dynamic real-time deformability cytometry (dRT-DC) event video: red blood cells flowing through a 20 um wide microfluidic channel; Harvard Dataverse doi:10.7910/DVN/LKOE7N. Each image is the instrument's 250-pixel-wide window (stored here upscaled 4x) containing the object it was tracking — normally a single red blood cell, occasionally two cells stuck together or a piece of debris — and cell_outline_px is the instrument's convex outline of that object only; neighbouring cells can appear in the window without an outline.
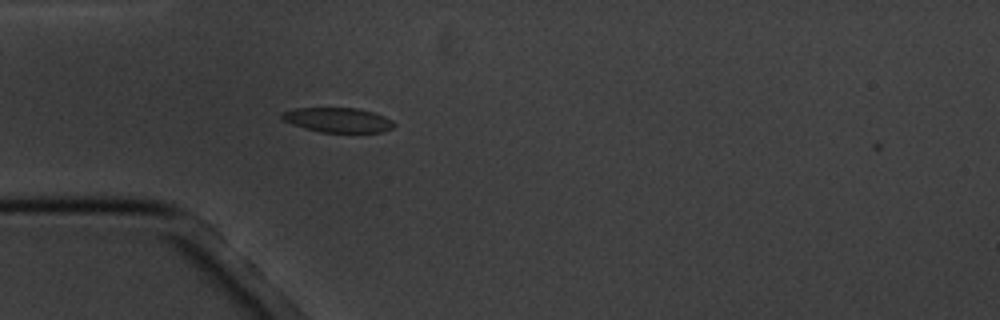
{"species": "common noctule bat (a hibernating species)", "species_latin": "Nyctalus noctula", "temperature_condition": "cold", "stored_images_in_passage": 2, "camera_frame_rate_fps": 3000, "um_per_image_px": 0.085, "animal": {"sex": "male", "body_mass_g": 20.1, "forearm_length_mm": 53.5}, "frame": {"image": 1, "passage_image": 1, "time_ms": 0.0, "image_size_px": [1000, 320], "cell_outline_px": [[396, 124], [392, 128], [380, 132], [320, 132], [304, 128], [292, 124], [284, 120], [280, 116], [280, 112], [296, 108], [356, 108], [372, 112], [384, 116], [392, 120]], "centroid_in_image_um": [28.7, 10.2], "position_along_channel_um": 56.3, "area_um2": 16.07}}